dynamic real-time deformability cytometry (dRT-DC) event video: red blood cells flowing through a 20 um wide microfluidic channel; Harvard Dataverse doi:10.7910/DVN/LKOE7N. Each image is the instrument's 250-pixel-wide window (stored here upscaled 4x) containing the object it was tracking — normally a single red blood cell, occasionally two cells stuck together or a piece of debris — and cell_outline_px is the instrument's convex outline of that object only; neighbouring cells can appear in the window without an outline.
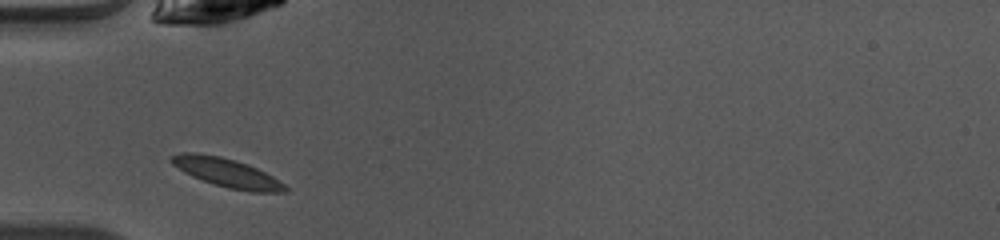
{"species": "common noctule bat (a hibernating species)", "species_latin": "Nyctalus noctula", "temperature_condition": "warm", "stored_images_in_passage": 35, "camera_frame_rate_fps": 3000, "um_per_image_px": 0.085, "animal": {"sex": "female", "body_mass_g": 10.0, "forearm_length_mm": 53.1}, "frame": {"image": 1, "passage_image": 1, "time_ms": 0.0, "image_size_px": [1000, 240], "cell_outline_px": [[288, 192], [252, 192], [228, 188], [192, 176], [184, 172], [172, 164], [168, 160], [168, 156], [180, 152], [196, 152], [220, 156], [236, 160], [248, 164], [272, 176], [284, 184], [288, 188]], "centroid_in_image_um": [19.24, 14.66], "position_along_channel_um": 65.8, "area_um2": 19.13}}
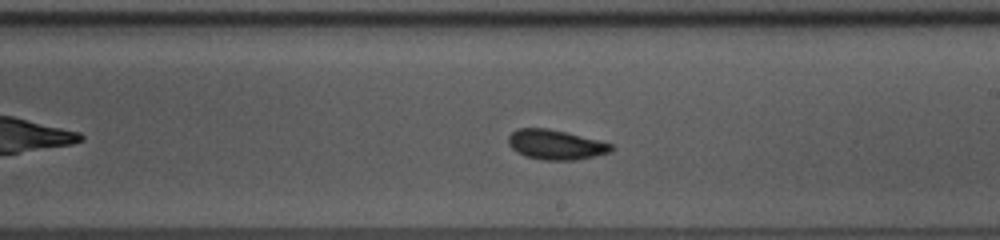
{"frame": {"image": 2, "passage_image": 14, "time_ms": 4.333, "image_size_px": [1000, 240], "cell_outline_px": [[616, 148], [612, 152], [596, 156], [576, 160], [544, 160], [524, 156], [516, 152], [508, 144], [508, 136], [516, 128], [548, 128], [612, 144]], "centroid_in_image_um": [47.22, 12.31], "position_along_channel_um": 241.8, "area_um2": 17.92}}
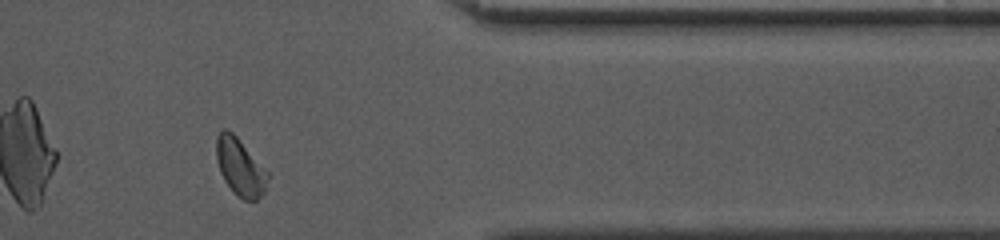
{"frame": {"image": 3, "passage_image": 26, "time_ms": 8.333, "image_size_px": [1000, 240], "cell_outline_px": [[268, 176], [264, 192], [256, 200], [244, 200], [236, 196], [224, 180], [220, 172], [216, 160], [216, 136], [224, 128], [228, 128], [236, 136], [268, 172]], "centroid_in_image_um": [20.38, 14.2], "position_along_channel_um": 391.0, "area_um2": 17.05}, "authors_computed_cell_mechanics": {"area_um2": 17.4556, "velocity_mm_per_s": 4.0779, "shape_relaxation_time_tau1_ms": 3.0115, "shape_relaxation_time_tau2_ms": 1.0246, "deformation_change_tau1": 0.0847, "deformation_change_tau2": 0.0538}}